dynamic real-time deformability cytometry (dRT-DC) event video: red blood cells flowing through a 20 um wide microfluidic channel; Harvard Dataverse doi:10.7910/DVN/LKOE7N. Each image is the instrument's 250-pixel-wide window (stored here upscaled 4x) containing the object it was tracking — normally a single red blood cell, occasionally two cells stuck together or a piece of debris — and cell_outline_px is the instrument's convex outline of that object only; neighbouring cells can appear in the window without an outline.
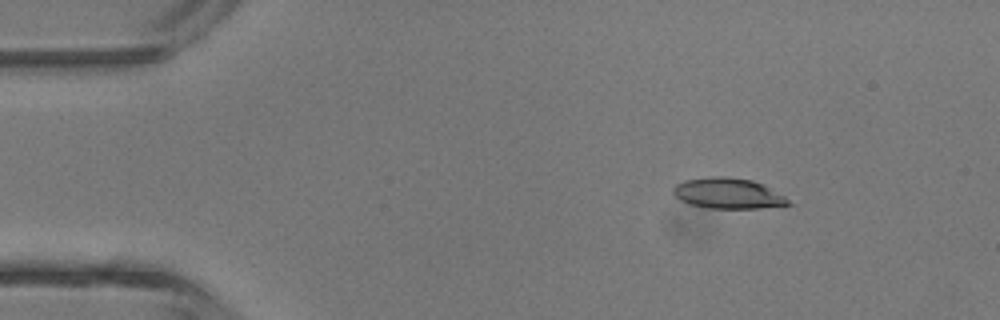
{"species": "common noctule bat (a hibernating species)", "species_latin": "Nyctalus noctula", "temperature_condition": "room temperature", "stored_images_in_passage": 4, "camera_frame_rate_fps": 3000, "um_per_image_px": 0.085, "animal": {"sex": "male", "body_mass_g": 13.3}, "frame": {"image": 1, "passage_image": 2, "time_ms": 1.0, "image_size_px": [1000, 320], "cell_outline_px": [[796, 204], [760, 208], [708, 208], [692, 204], [680, 200], [672, 192], [672, 188], [676, 184], [684, 180], [708, 176], [724, 176], [752, 180], [764, 184], [784, 196]], "centroid_in_image_um": [61.9, 16.43], "position_along_channel_um": 23.1, "area_um2": 20.69}}
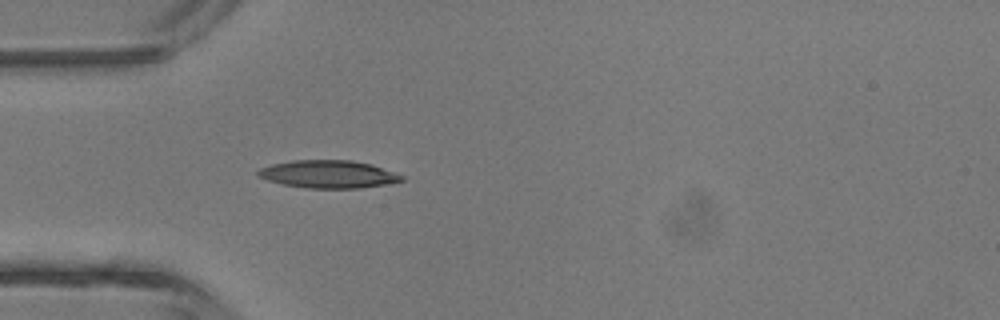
{"frame": {"image": 2, "passage_image": 4, "time_ms": 3.333, "image_size_px": [1000, 320], "cell_outline_px": [[404, 180], [384, 184], [360, 188], [308, 188], [284, 184], [268, 180], [256, 176], [256, 172], [260, 168], [272, 164], [292, 160], [352, 160], [372, 164], [396, 172], [404, 176]], "centroid_in_image_um": [27.91, 14.79], "position_along_channel_um": 57.1, "area_um2": 23.24}}